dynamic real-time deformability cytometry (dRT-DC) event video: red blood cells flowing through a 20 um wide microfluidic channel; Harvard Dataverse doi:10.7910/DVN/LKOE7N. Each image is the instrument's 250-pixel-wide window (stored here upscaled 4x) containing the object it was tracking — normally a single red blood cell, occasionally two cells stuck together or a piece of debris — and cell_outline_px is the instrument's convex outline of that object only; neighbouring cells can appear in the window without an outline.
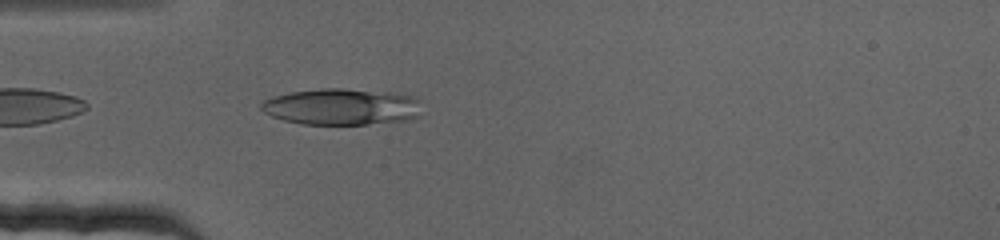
{"species": "human", "species_latin": "Homo sapiens", "temperature_condition": "cold", "stored_images_in_passage": 52, "camera_frame_rate_fps": 3000, "um_per_image_px": 0.085, "donor": {"sex": "female"}, "frame": {"image": 1, "passage_image": 3, "time_ms": 0.667, "image_size_px": [1000, 240], "cell_outline_px": [[420, 116], [412, 120], [368, 124], [300, 124], [284, 120], [272, 116], [264, 112], [260, 108], [260, 104], [264, 100], [272, 96], [292, 92], [320, 88], [344, 88], [392, 92], [412, 96], [420, 100]], "centroid_in_image_um": [29.08, 9.07], "position_along_channel_um": 55.9, "area_um2": 34.51}}
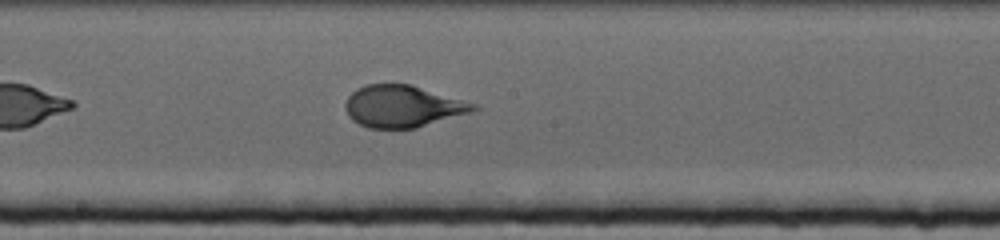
{"frame": {"image": 2, "passage_image": 20, "time_ms": 6.333, "image_size_px": [1000, 240], "cell_outline_px": [[480, 108], [472, 112], [416, 128], [368, 128], [352, 120], [348, 116], [344, 108], [344, 104], [348, 96], [356, 88], [368, 84], [412, 84], [476, 104]], "centroid_in_image_um": [34.21, 9.03], "position_along_channel_um": 214.0, "area_um2": 31.39}}
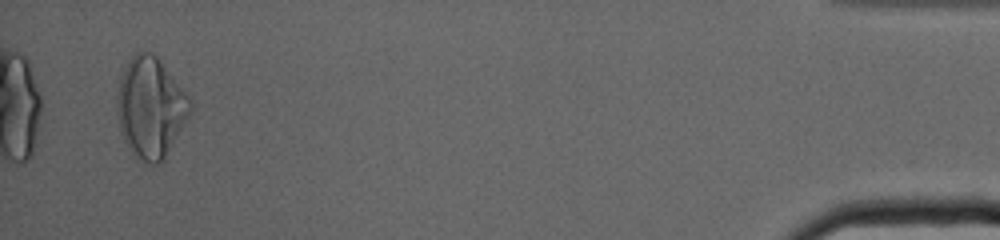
{"frame": {"image": 3, "passage_image": 50, "time_ms": 16.333, "image_size_px": [1000, 240], "cell_outline_px": [[192, 108], [184, 124], [164, 160], [160, 164], [148, 164], [140, 160], [128, 148], [124, 140], [120, 128], [116, 104], [120, 76], [128, 60], [136, 52], [152, 52], [156, 56], [192, 100]], "centroid_in_image_um": [12.79, 9.15], "position_along_channel_um": 422.4, "area_um2": 42.6}}